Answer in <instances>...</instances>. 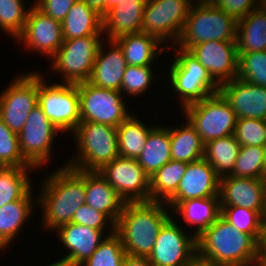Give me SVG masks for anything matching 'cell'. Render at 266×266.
<instances>
[{"instance_id":"obj_1","label":"cell","mask_w":266,"mask_h":266,"mask_svg":"<svg viewBox=\"0 0 266 266\" xmlns=\"http://www.w3.org/2000/svg\"><path fill=\"white\" fill-rule=\"evenodd\" d=\"M41 184L36 197L37 208L40 206L43 212L41 229L55 231L70 223L76 210L85 204V171L63 164L48 173Z\"/></svg>"},{"instance_id":"obj_2","label":"cell","mask_w":266,"mask_h":266,"mask_svg":"<svg viewBox=\"0 0 266 266\" xmlns=\"http://www.w3.org/2000/svg\"><path fill=\"white\" fill-rule=\"evenodd\" d=\"M171 211L164 202H125L115 232L126 254L148 258L161 227L172 216Z\"/></svg>"},{"instance_id":"obj_3","label":"cell","mask_w":266,"mask_h":266,"mask_svg":"<svg viewBox=\"0 0 266 266\" xmlns=\"http://www.w3.org/2000/svg\"><path fill=\"white\" fill-rule=\"evenodd\" d=\"M257 244L220 215L197 237V253L225 266H257Z\"/></svg>"},{"instance_id":"obj_4","label":"cell","mask_w":266,"mask_h":266,"mask_svg":"<svg viewBox=\"0 0 266 266\" xmlns=\"http://www.w3.org/2000/svg\"><path fill=\"white\" fill-rule=\"evenodd\" d=\"M71 135L77 149L65 165L72 169L99 171L119 156L117 127L80 122Z\"/></svg>"},{"instance_id":"obj_5","label":"cell","mask_w":266,"mask_h":266,"mask_svg":"<svg viewBox=\"0 0 266 266\" xmlns=\"http://www.w3.org/2000/svg\"><path fill=\"white\" fill-rule=\"evenodd\" d=\"M169 47L175 50V54L168 66L169 74H166L170 83L168 87L176 93L181 109L219 92V85L211 78L208 70L188 50L175 45Z\"/></svg>"},{"instance_id":"obj_6","label":"cell","mask_w":266,"mask_h":266,"mask_svg":"<svg viewBox=\"0 0 266 266\" xmlns=\"http://www.w3.org/2000/svg\"><path fill=\"white\" fill-rule=\"evenodd\" d=\"M237 21L212 3L192 4L175 46L190 50L206 41H236Z\"/></svg>"},{"instance_id":"obj_7","label":"cell","mask_w":266,"mask_h":266,"mask_svg":"<svg viewBox=\"0 0 266 266\" xmlns=\"http://www.w3.org/2000/svg\"><path fill=\"white\" fill-rule=\"evenodd\" d=\"M181 111L204 143L235 133L236 113L220 92L187 105Z\"/></svg>"},{"instance_id":"obj_8","label":"cell","mask_w":266,"mask_h":266,"mask_svg":"<svg viewBox=\"0 0 266 266\" xmlns=\"http://www.w3.org/2000/svg\"><path fill=\"white\" fill-rule=\"evenodd\" d=\"M103 35L64 39L62 46L50 59L52 70L62 76L64 84L87 82L93 70L97 52L105 40Z\"/></svg>"},{"instance_id":"obj_9","label":"cell","mask_w":266,"mask_h":266,"mask_svg":"<svg viewBox=\"0 0 266 266\" xmlns=\"http://www.w3.org/2000/svg\"><path fill=\"white\" fill-rule=\"evenodd\" d=\"M39 73L38 105L61 133L71 134L80 123L77 84L47 83Z\"/></svg>"},{"instance_id":"obj_10","label":"cell","mask_w":266,"mask_h":266,"mask_svg":"<svg viewBox=\"0 0 266 266\" xmlns=\"http://www.w3.org/2000/svg\"><path fill=\"white\" fill-rule=\"evenodd\" d=\"M80 122H96L118 127L132 113L120 91L97 87L91 83L77 84Z\"/></svg>"},{"instance_id":"obj_11","label":"cell","mask_w":266,"mask_h":266,"mask_svg":"<svg viewBox=\"0 0 266 266\" xmlns=\"http://www.w3.org/2000/svg\"><path fill=\"white\" fill-rule=\"evenodd\" d=\"M35 71L15 76L0 94V119L16 134L38 105L39 72Z\"/></svg>"},{"instance_id":"obj_12","label":"cell","mask_w":266,"mask_h":266,"mask_svg":"<svg viewBox=\"0 0 266 266\" xmlns=\"http://www.w3.org/2000/svg\"><path fill=\"white\" fill-rule=\"evenodd\" d=\"M191 6L190 0H147L143 12L142 32L157 37L164 45L167 44V47L175 45Z\"/></svg>"},{"instance_id":"obj_13","label":"cell","mask_w":266,"mask_h":266,"mask_svg":"<svg viewBox=\"0 0 266 266\" xmlns=\"http://www.w3.org/2000/svg\"><path fill=\"white\" fill-rule=\"evenodd\" d=\"M59 133L62 134L39 105L30 112L18 139L23 157L36 170L49 164L53 156L52 145Z\"/></svg>"},{"instance_id":"obj_14","label":"cell","mask_w":266,"mask_h":266,"mask_svg":"<svg viewBox=\"0 0 266 266\" xmlns=\"http://www.w3.org/2000/svg\"><path fill=\"white\" fill-rule=\"evenodd\" d=\"M173 215L161 227L148 260L153 266H186L197 254V238L186 233Z\"/></svg>"},{"instance_id":"obj_15","label":"cell","mask_w":266,"mask_h":266,"mask_svg":"<svg viewBox=\"0 0 266 266\" xmlns=\"http://www.w3.org/2000/svg\"><path fill=\"white\" fill-rule=\"evenodd\" d=\"M99 173L124 202L150 201V177L136 159L118 156L105 164Z\"/></svg>"},{"instance_id":"obj_16","label":"cell","mask_w":266,"mask_h":266,"mask_svg":"<svg viewBox=\"0 0 266 266\" xmlns=\"http://www.w3.org/2000/svg\"><path fill=\"white\" fill-rule=\"evenodd\" d=\"M16 40V44L23 42L26 51L40 52L51 59L64 42L61 22L46 16L33 5L24 30Z\"/></svg>"},{"instance_id":"obj_17","label":"cell","mask_w":266,"mask_h":266,"mask_svg":"<svg viewBox=\"0 0 266 266\" xmlns=\"http://www.w3.org/2000/svg\"><path fill=\"white\" fill-rule=\"evenodd\" d=\"M57 238L63 245L66 253L61 259L52 261L47 266H80L98 248L106 236L113 233H105L77 223H67L58 227L55 231Z\"/></svg>"},{"instance_id":"obj_18","label":"cell","mask_w":266,"mask_h":266,"mask_svg":"<svg viewBox=\"0 0 266 266\" xmlns=\"http://www.w3.org/2000/svg\"><path fill=\"white\" fill-rule=\"evenodd\" d=\"M189 52L205 67L220 86L237 77L236 41H206L194 45Z\"/></svg>"},{"instance_id":"obj_19","label":"cell","mask_w":266,"mask_h":266,"mask_svg":"<svg viewBox=\"0 0 266 266\" xmlns=\"http://www.w3.org/2000/svg\"><path fill=\"white\" fill-rule=\"evenodd\" d=\"M219 187L220 177L205 158L189 162L177 191L165 204L173 210L181 201L219 197Z\"/></svg>"},{"instance_id":"obj_20","label":"cell","mask_w":266,"mask_h":266,"mask_svg":"<svg viewBox=\"0 0 266 266\" xmlns=\"http://www.w3.org/2000/svg\"><path fill=\"white\" fill-rule=\"evenodd\" d=\"M220 206H239L266 218V179L225 176L220 178Z\"/></svg>"},{"instance_id":"obj_21","label":"cell","mask_w":266,"mask_h":266,"mask_svg":"<svg viewBox=\"0 0 266 266\" xmlns=\"http://www.w3.org/2000/svg\"><path fill=\"white\" fill-rule=\"evenodd\" d=\"M219 92L230 104L237 119L266 120V87L252 85L236 77L221 84Z\"/></svg>"},{"instance_id":"obj_22","label":"cell","mask_w":266,"mask_h":266,"mask_svg":"<svg viewBox=\"0 0 266 266\" xmlns=\"http://www.w3.org/2000/svg\"><path fill=\"white\" fill-rule=\"evenodd\" d=\"M103 44H108V47ZM126 67L127 62L119 44L111 39L107 42L102 41L88 82L100 88L121 91V82Z\"/></svg>"},{"instance_id":"obj_23","label":"cell","mask_w":266,"mask_h":266,"mask_svg":"<svg viewBox=\"0 0 266 266\" xmlns=\"http://www.w3.org/2000/svg\"><path fill=\"white\" fill-rule=\"evenodd\" d=\"M147 0H121L103 16V34L114 40L122 35L142 32L143 12Z\"/></svg>"},{"instance_id":"obj_24","label":"cell","mask_w":266,"mask_h":266,"mask_svg":"<svg viewBox=\"0 0 266 266\" xmlns=\"http://www.w3.org/2000/svg\"><path fill=\"white\" fill-rule=\"evenodd\" d=\"M85 203L104 213L115 225L125 204L99 171H85Z\"/></svg>"},{"instance_id":"obj_25","label":"cell","mask_w":266,"mask_h":266,"mask_svg":"<svg viewBox=\"0 0 266 266\" xmlns=\"http://www.w3.org/2000/svg\"><path fill=\"white\" fill-rule=\"evenodd\" d=\"M32 190L33 188L23 198L0 207V250H6L9 245L11 246V242L18 237L33 214L34 207L37 208L34 206L37 199L33 197Z\"/></svg>"},{"instance_id":"obj_26","label":"cell","mask_w":266,"mask_h":266,"mask_svg":"<svg viewBox=\"0 0 266 266\" xmlns=\"http://www.w3.org/2000/svg\"><path fill=\"white\" fill-rule=\"evenodd\" d=\"M114 40L123 50L127 65L133 66H153L154 60L168 48L157 37L144 32L122 35Z\"/></svg>"},{"instance_id":"obj_27","label":"cell","mask_w":266,"mask_h":266,"mask_svg":"<svg viewBox=\"0 0 266 266\" xmlns=\"http://www.w3.org/2000/svg\"><path fill=\"white\" fill-rule=\"evenodd\" d=\"M64 39L103 35V17L84 0H77L61 22Z\"/></svg>"},{"instance_id":"obj_28","label":"cell","mask_w":266,"mask_h":266,"mask_svg":"<svg viewBox=\"0 0 266 266\" xmlns=\"http://www.w3.org/2000/svg\"><path fill=\"white\" fill-rule=\"evenodd\" d=\"M181 216L189 226H193V235L199 237L221 215L219 197L189 199L181 201L172 213Z\"/></svg>"},{"instance_id":"obj_29","label":"cell","mask_w":266,"mask_h":266,"mask_svg":"<svg viewBox=\"0 0 266 266\" xmlns=\"http://www.w3.org/2000/svg\"><path fill=\"white\" fill-rule=\"evenodd\" d=\"M238 53L266 51V10L259 6L237 21Z\"/></svg>"},{"instance_id":"obj_30","label":"cell","mask_w":266,"mask_h":266,"mask_svg":"<svg viewBox=\"0 0 266 266\" xmlns=\"http://www.w3.org/2000/svg\"><path fill=\"white\" fill-rule=\"evenodd\" d=\"M185 120V124L169 127L170 152L172 160L189 163L204 158L205 143Z\"/></svg>"},{"instance_id":"obj_31","label":"cell","mask_w":266,"mask_h":266,"mask_svg":"<svg viewBox=\"0 0 266 266\" xmlns=\"http://www.w3.org/2000/svg\"><path fill=\"white\" fill-rule=\"evenodd\" d=\"M164 126L156 125L149 132L144 149L136 159L149 177L172 160L169 127Z\"/></svg>"},{"instance_id":"obj_32","label":"cell","mask_w":266,"mask_h":266,"mask_svg":"<svg viewBox=\"0 0 266 266\" xmlns=\"http://www.w3.org/2000/svg\"><path fill=\"white\" fill-rule=\"evenodd\" d=\"M157 124L145 125L135 114H131L117 127L119 156L137 159L146 144L149 132Z\"/></svg>"},{"instance_id":"obj_33","label":"cell","mask_w":266,"mask_h":266,"mask_svg":"<svg viewBox=\"0 0 266 266\" xmlns=\"http://www.w3.org/2000/svg\"><path fill=\"white\" fill-rule=\"evenodd\" d=\"M240 147L234 134L210 140L205 143L204 158L222 178L232 174Z\"/></svg>"},{"instance_id":"obj_34","label":"cell","mask_w":266,"mask_h":266,"mask_svg":"<svg viewBox=\"0 0 266 266\" xmlns=\"http://www.w3.org/2000/svg\"><path fill=\"white\" fill-rule=\"evenodd\" d=\"M33 166L0 167V207L23 198L32 188Z\"/></svg>"},{"instance_id":"obj_35","label":"cell","mask_w":266,"mask_h":266,"mask_svg":"<svg viewBox=\"0 0 266 266\" xmlns=\"http://www.w3.org/2000/svg\"><path fill=\"white\" fill-rule=\"evenodd\" d=\"M187 163L170 160L150 176V201L166 202L176 191Z\"/></svg>"},{"instance_id":"obj_36","label":"cell","mask_w":266,"mask_h":266,"mask_svg":"<svg viewBox=\"0 0 266 266\" xmlns=\"http://www.w3.org/2000/svg\"><path fill=\"white\" fill-rule=\"evenodd\" d=\"M24 0H0V29L14 41L24 30L31 6H25ZM27 8V9H26Z\"/></svg>"},{"instance_id":"obj_37","label":"cell","mask_w":266,"mask_h":266,"mask_svg":"<svg viewBox=\"0 0 266 266\" xmlns=\"http://www.w3.org/2000/svg\"><path fill=\"white\" fill-rule=\"evenodd\" d=\"M230 176L264 179V147L241 146Z\"/></svg>"},{"instance_id":"obj_38","label":"cell","mask_w":266,"mask_h":266,"mask_svg":"<svg viewBox=\"0 0 266 266\" xmlns=\"http://www.w3.org/2000/svg\"><path fill=\"white\" fill-rule=\"evenodd\" d=\"M126 255L120 236L114 232L106 236L95 252L80 266H122Z\"/></svg>"},{"instance_id":"obj_39","label":"cell","mask_w":266,"mask_h":266,"mask_svg":"<svg viewBox=\"0 0 266 266\" xmlns=\"http://www.w3.org/2000/svg\"><path fill=\"white\" fill-rule=\"evenodd\" d=\"M221 216L237 230L251 235L257 242L263 218L253 210L239 206H220Z\"/></svg>"},{"instance_id":"obj_40","label":"cell","mask_w":266,"mask_h":266,"mask_svg":"<svg viewBox=\"0 0 266 266\" xmlns=\"http://www.w3.org/2000/svg\"><path fill=\"white\" fill-rule=\"evenodd\" d=\"M237 77L252 85L266 87V51L238 53Z\"/></svg>"},{"instance_id":"obj_41","label":"cell","mask_w":266,"mask_h":266,"mask_svg":"<svg viewBox=\"0 0 266 266\" xmlns=\"http://www.w3.org/2000/svg\"><path fill=\"white\" fill-rule=\"evenodd\" d=\"M152 66H133L127 65L124 71V76L121 82V93L126 97L127 95L139 97L149 90L150 86L155 81L154 70ZM125 92V93H124Z\"/></svg>"},{"instance_id":"obj_42","label":"cell","mask_w":266,"mask_h":266,"mask_svg":"<svg viewBox=\"0 0 266 266\" xmlns=\"http://www.w3.org/2000/svg\"><path fill=\"white\" fill-rule=\"evenodd\" d=\"M32 166L22 155L18 134L0 119V167Z\"/></svg>"},{"instance_id":"obj_43","label":"cell","mask_w":266,"mask_h":266,"mask_svg":"<svg viewBox=\"0 0 266 266\" xmlns=\"http://www.w3.org/2000/svg\"><path fill=\"white\" fill-rule=\"evenodd\" d=\"M234 136L241 146H264L266 143V120L237 119Z\"/></svg>"},{"instance_id":"obj_44","label":"cell","mask_w":266,"mask_h":266,"mask_svg":"<svg viewBox=\"0 0 266 266\" xmlns=\"http://www.w3.org/2000/svg\"><path fill=\"white\" fill-rule=\"evenodd\" d=\"M71 222L100 231L109 230L110 233L115 232V224L104 213L99 212L86 203L76 210Z\"/></svg>"},{"instance_id":"obj_45","label":"cell","mask_w":266,"mask_h":266,"mask_svg":"<svg viewBox=\"0 0 266 266\" xmlns=\"http://www.w3.org/2000/svg\"><path fill=\"white\" fill-rule=\"evenodd\" d=\"M212 4L219 7L236 21L246 17L259 6L258 0H213Z\"/></svg>"},{"instance_id":"obj_46","label":"cell","mask_w":266,"mask_h":266,"mask_svg":"<svg viewBox=\"0 0 266 266\" xmlns=\"http://www.w3.org/2000/svg\"><path fill=\"white\" fill-rule=\"evenodd\" d=\"M77 0H35L33 5L46 16L62 22Z\"/></svg>"},{"instance_id":"obj_47","label":"cell","mask_w":266,"mask_h":266,"mask_svg":"<svg viewBox=\"0 0 266 266\" xmlns=\"http://www.w3.org/2000/svg\"><path fill=\"white\" fill-rule=\"evenodd\" d=\"M257 257H266V218H264L261 226L257 244Z\"/></svg>"},{"instance_id":"obj_48","label":"cell","mask_w":266,"mask_h":266,"mask_svg":"<svg viewBox=\"0 0 266 266\" xmlns=\"http://www.w3.org/2000/svg\"><path fill=\"white\" fill-rule=\"evenodd\" d=\"M122 266H153L147 257H135L126 255Z\"/></svg>"},{"instance_id":"obj_49","label":"cell","mask_w":266,"mask_h":266,"mask_svg":"<svg viewBox=\"0 0 266 266\" xmlns=\"http://www.w3.org/2000/svg\"><path fill=\"white\" fill-rule=\"evenodd\" d=\"M186 266H225L214 261L207 260L198 253L189 261Z\"/></svg>"},{"instance_id":"obj_50","label":"cell","mask_w":266,"mask_h":266,"mask_svg":"<svg viewBox=\"0 0 266 266\" xmlns=\"http://www.w3.org/2000/svg\"><path fill=\"white\" fill-rule=\"evenodd\" d=\"M84 1L102 17L106 14V0H84Z\"/></svg>"},{"instance_id":"obj_51","label":"cell","mask_w":266,"mask_h":266,"mask_svg":"<svg viewBox=\"0 0 266 266\" xmlns=\"http://www.w3.org/2000/svg\"><path fill=\"white\" fill-rule=\"evenodd\" d=\"M121 0H106V13L110 11L115 6L119 5Z\"/></svg>"},{"instance_id":"obj_52","label":"cell","mask_w":266,"mask_h":266,"mask_svg":"<svg viewBox=\"0 0 266 266\" xmlns=\"http://www.w3.org/2000/svg\"><path fill=\"white\" fill-rule=\"evenodd\" d=\"M257 266H266V257H257Z\"/></svg>"},{"instance_id":"obj_53","label":"cell","mask_w":266,"mask_h":266,"mask_svg":"<svg viewBox=\"0 0 266 266\" xmlns=\"http://www.w3.org/2000/svg\"><path fill=\"white\" fill-rule=\"evenodd\" d=\"M192 4H207L212 3L213 0H190ZM196 1V2H195Z\"/></svg>"},{"instance_id":"obj_54","label":"cell","mask_w":266,"mask_h":266,"mask_svg":"<svg viewBox=\"0 0 266 266\" xmlns=\"http://www.w3.org/2000/svg\"><path fill=\"white\" fill-rule=\"evenodd\" d=\"M264 147V179H266V143Z\"/></svg>"},{"instance_id":"obj_55","label":"cell","mask_w":266,"mask_h":266,"mask_svg":"<svg viewBox=\"0 0 266 266\" xmlns=\"http://www.w3.org/2000/svg\"><path fill=\"white\" fill-rule=\"evenodd\" d=\"M258 5L260 8L266 10V0H258Z\"/></svg>"}]
</instances>
